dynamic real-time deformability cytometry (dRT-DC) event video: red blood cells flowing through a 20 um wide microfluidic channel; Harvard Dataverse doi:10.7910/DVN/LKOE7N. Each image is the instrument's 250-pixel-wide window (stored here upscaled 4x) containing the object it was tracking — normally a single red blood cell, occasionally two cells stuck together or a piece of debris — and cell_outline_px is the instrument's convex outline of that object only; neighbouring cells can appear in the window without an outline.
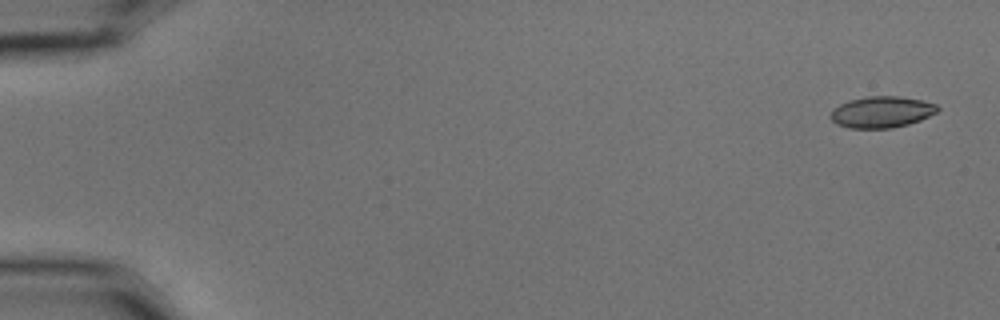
{"species": "common noctule bat (a hibernating species)", "species_latin": "Nyctalus noctula", "temperature_condition": "cold", "stored_images_in_passage": 4, "camera_frame_rate_fps": 3000, "um_per_image_px": 0.085, "animal": {"sex": "male", "body_mass_g": 15.6}, "frame": {"image": 1, "passage_image": 1, "time_ms": 0.0, "image_size_px": [1000, 320], "cell_outline_px": [[940, 108], [936, 112], [920, 120], [908, 124], [892, 128], [848, 128], [836, 124], [828, 116], [840, 104], [848, 100], [868, 96], [900, 96], [920, 100], [936, 104]], "centroid_in_image_um": [74.92, 9.52], "position_along_channel_um": 10.1, "area_um2": 19.48}}
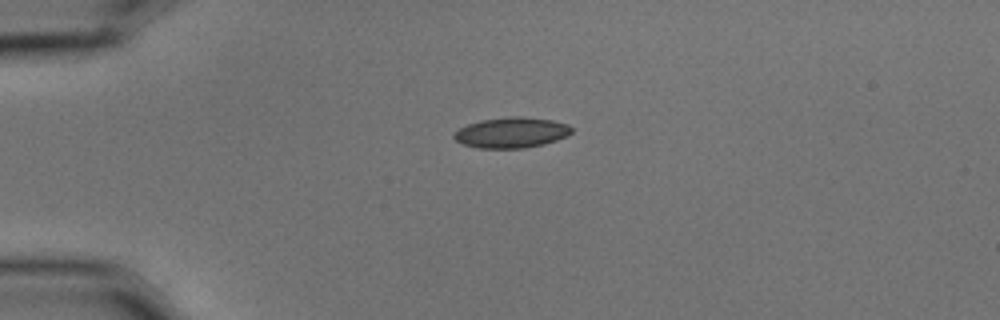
{"frame": {"image": 2, "passage_image": 4, "time_ms": 1.0, "image_size_px": [1000, 320], "cell_outline_px": [[572, 132], [568, 136], [544, 144], [524, 148], [480, 148], [464, 144], [456, 140], [452, 136], [452, 132], [468, 124], [480, 120], [508, 116], [524, 116], [552, 120], [568, 124], [572, 128]], "centroid_in_image_um": [43.48, 11.26], "position_along_channel_um": 41.5, "area_um2": 21.1}}